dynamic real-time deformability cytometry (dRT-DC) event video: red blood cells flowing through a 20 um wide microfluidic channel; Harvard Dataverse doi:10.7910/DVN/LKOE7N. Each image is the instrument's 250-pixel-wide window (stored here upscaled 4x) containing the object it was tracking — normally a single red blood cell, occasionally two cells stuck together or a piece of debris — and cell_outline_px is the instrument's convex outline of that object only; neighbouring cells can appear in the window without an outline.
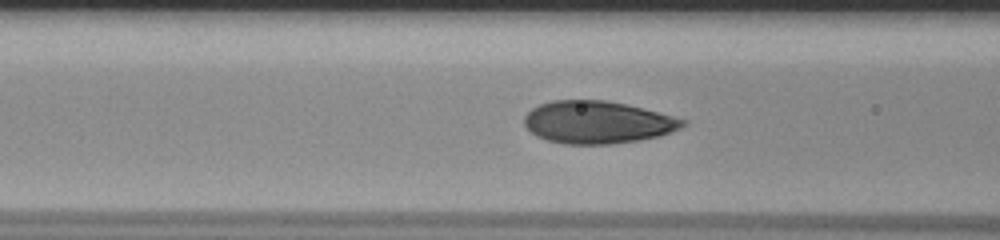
{"species": "human", "species_latin": "Homo sapiens", "temperature_condition": "room temperature", "stored_images_in_passage": 39, "camera_frame_rate_fps": 3000, "um_per_image_px": 0.085, "donor": {"sex": "male"}, "frame": {"image": 1, "passage_image": 10, "time_ms": 3.0, "image_size_px": [1000, 240], "cell_outline_px": [[688, 124], [672, 132], [660, 136], [640, 140], [612, 144], [564, 144], [548, 140], [536, 136], [524, 124], [524, 116], [532, 108], [540, 104], [552, 100], [604, 100], [624, 104], [688, 120]], "centroid_in_image_um": [50.79, 10.4], "position_along_channel_um": 115.8, "area_um2": 39.13}}
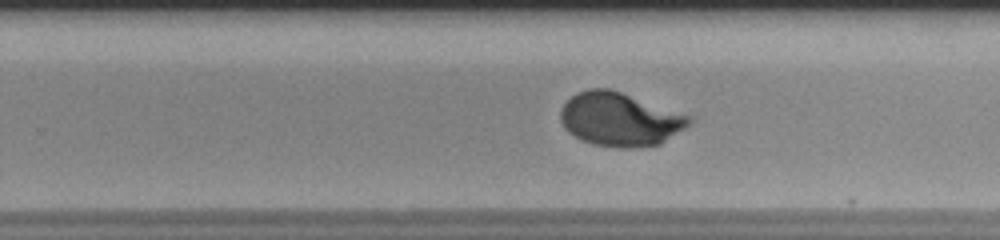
{"frame": {"image": 2, "passage_image": 23, "time_ms": 7.333, "image_size_px": [1000, 240], "cell_outline_px": [[692, 120], [684, 128], [660, 144], [632, 148], [620, 148], [596, 144], [584, 140], [568, 132], [564, 128], [560, 120], [560, 108], [576, 92], [588, 88], [608, 88], [692, 116]], "centroid_in_image_um": [52.66, 10.13], "position_along_channel_um": 277.1, "area_um2": 39.82}}
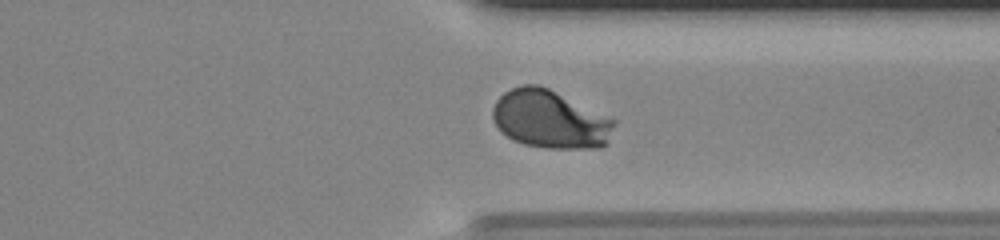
{"frame": {"image": 3, "passage_image": 30, "time_ms": 9.667, "image_size_px": [1000, 240], "cell_outline_px": [[616, 124], [608, 144], [600, 148], [544, 148], [524, 144], [512, 140], [500, 132], [492, 116], [492, 108], [496, 100], [504, 92], [512, 88], [524, 84], [540, 84], [616, 120]], "centroid_in_image_um": [46.76, 10.15], "position_along_channel_um": 364.6, "area_um2": 41.5}, "authors_computed_cell_mechanics": {"area_um2": 39.9976, "velocity_mm_per_s": 3.7279, "shape_relaxation_time_tau1_ms": 3.6218, "shape_relaxation_time_tau2_ms": null, "deformation_change_tau1": 0.1933, "deformation_change_tau2": null}}